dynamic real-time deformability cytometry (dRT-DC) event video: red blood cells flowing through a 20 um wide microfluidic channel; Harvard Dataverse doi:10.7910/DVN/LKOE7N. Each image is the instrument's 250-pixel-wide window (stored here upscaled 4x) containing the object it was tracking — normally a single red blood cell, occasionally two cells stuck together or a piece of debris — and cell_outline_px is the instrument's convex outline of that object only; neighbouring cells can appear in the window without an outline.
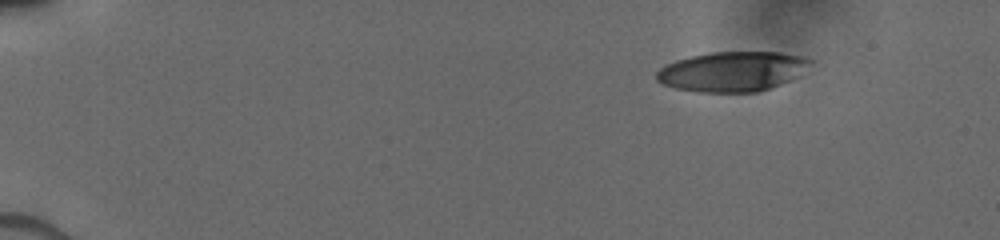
{"species": "human", "species_latin": "Homo sapiens", "temperature_condition": "cold", "stored_images_in_passage": 8, "camera_frame_rate_fps": 3000, "um_per_image_px": 0.085, "donor": {"sex": "male"}, "frame": {"image": 1, "passage_image": 1, "time_ms": 0.0, "image_size_px": [1000, 240], "cell_outline_px": [[816, 60], [788, 80], [780, 84], [760, 92], [696, 92], [676, 88], [664, 84], [656, 80], [656, 72], [664, 64], [676, 60], [692, 56], [712, 52], [780, 52], [804, 56]], "centroid_in_image_um": [62.22, 6.07], "position_along_channel_um": 22.8, "area_um2": 35.6}}
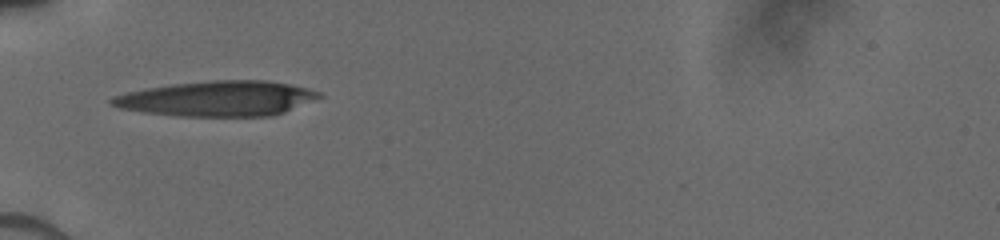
{"frame": {"image": 2, "passage_image": 6, "time_ms": 4.0, "image_size_px": [1000, 240], "cell_outline_px": [[324, 96], [284, 112], [272, 116], [180, 116], [144, 112], [120, 108], [112, 104], [108, 100], [112, 96], [144, 88], [172, 84], [212, 80], [268, 80], [308, 88], [320, 92]], "centroid_in_image_um": [18.49, 8.37], "position_along_channel_um": 66.5, "area_um2": 42.48}}
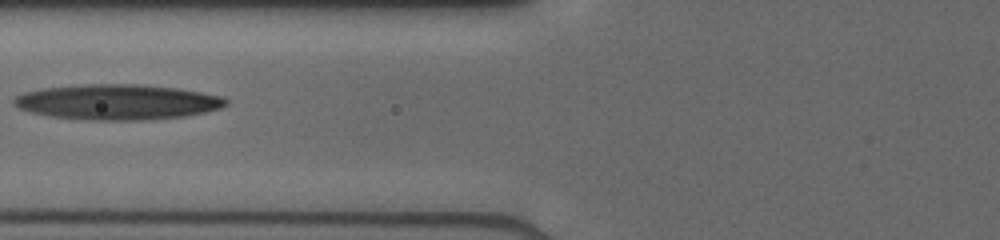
{"frame": {"image": 3, "passage_image": 8, "time_ms": 5.333, "image_size_px": [1000, 240], "cell_outline_px": [[228, 104], [220, 108], [204, 112], [184, 116], [148, 120], [88, 120], [52, 116], [32, 112], [20, 108], [12, 104], [12, 100], [16, 96], [24, 92], [44, 88], [88, 84], [140, 84], [180, 88], [224, 96], [228, 100]], "centroid_in_image_um": [10.02, 8.66], "position_along_channel_um": 115.8, "area_um2": 43.75}}